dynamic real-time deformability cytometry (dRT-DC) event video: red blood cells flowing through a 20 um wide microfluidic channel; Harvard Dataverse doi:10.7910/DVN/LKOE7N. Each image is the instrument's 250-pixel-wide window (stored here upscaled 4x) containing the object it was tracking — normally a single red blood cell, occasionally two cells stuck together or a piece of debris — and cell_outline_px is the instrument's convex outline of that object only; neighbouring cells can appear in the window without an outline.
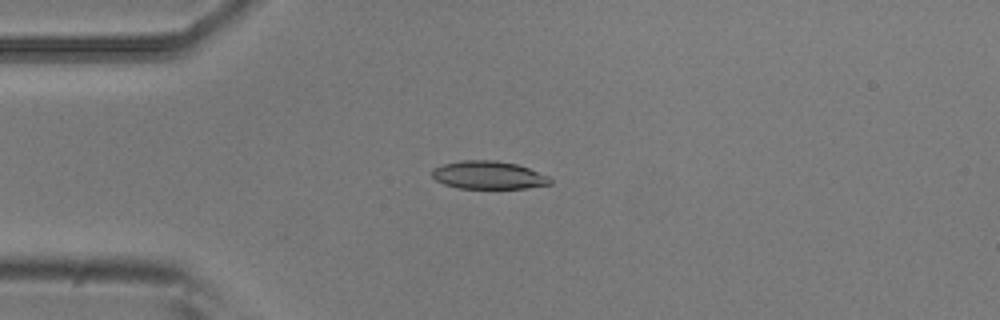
{"species": "common noctule bat (a hibernating species)", "species_latin": "Nyctalus noctula", "temperature_condition": "room temperature", "stored_images_in_passage": 5, "camera_frame_rate_fps": 3000, "um_per_image_px": 0.085, "animal": {"sex": "male", "body_mass_g": 20.5, "forearm_length_mm": 52.5}, "frame": {"image": 1, "passage_image": 2, "time_ms": 0.333, "image_size_px": [1000, 320], "cell_outline_px": [[552, 184], [524, 188], [460, 188], [444, 184], [436, 180], [432, 176], [432, 168], [444, 164], [460, 160], [496, 160], [516, 164], [528, 168], [548, 176], [552, 180]], "centroid_in_image_um": [41.51, 14.88], "position_along_channel_um": 43.5, "area_um2": 19.19}}
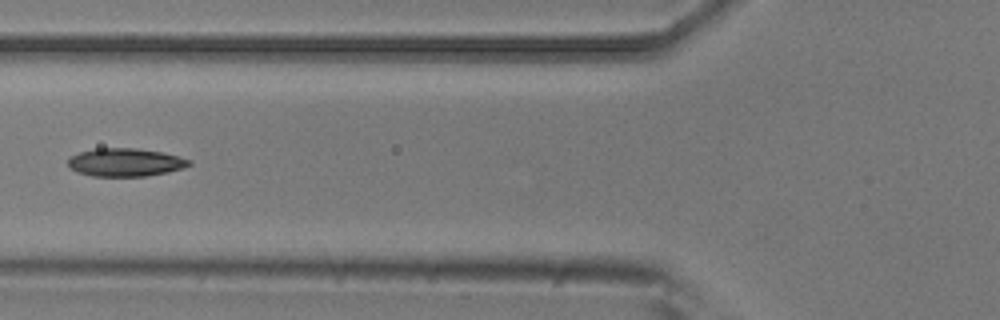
{"frame": {"image": 2, "passage_image": 4, "time_ms": 1.0, "image_size_px": [1000, 320], "cell_outline_px": [[192, 164], [184, 168], [168, 172], [144, 176], [92, 176], [76, 172], [68, 164], [68, 160], [72, 156], [80, 152], [96, 148], [136, 148], [160, 152], [192, 160]], "centroid_in_image_um": [10.66, 13.8], "position_along_channel_um": 115.1, "area_um2": 19.71}}
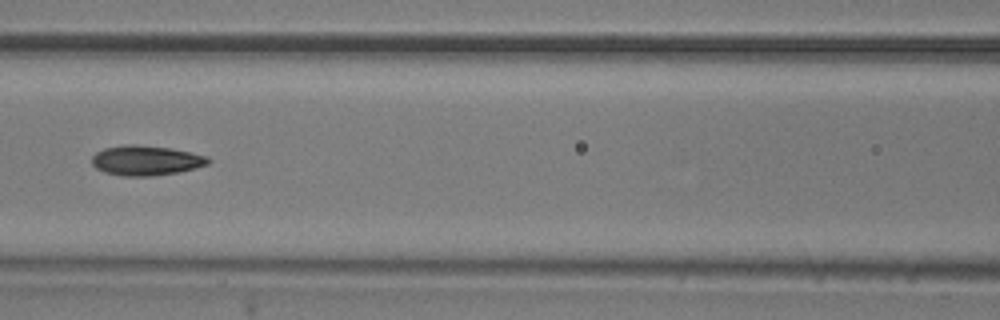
{"frame": {"image": 3, "passage_image": 5, "time_ms": 1.333, "image_size_px": [1000, 320], "cell_outline_px": [[212, 160], [208, 164], [196, 168], [180, 172], [152, 176], [124, 176], [104, 172], [96, 168], [92, 164], [92, 156], [96, 152], [104, 148], [124, 144], [136, 144], [172, 148], [208, 156]], "centroid_in_image_um": [12.43, 13.63], "position_along_channel_um": 154.2, "area_um2": 20.52}}